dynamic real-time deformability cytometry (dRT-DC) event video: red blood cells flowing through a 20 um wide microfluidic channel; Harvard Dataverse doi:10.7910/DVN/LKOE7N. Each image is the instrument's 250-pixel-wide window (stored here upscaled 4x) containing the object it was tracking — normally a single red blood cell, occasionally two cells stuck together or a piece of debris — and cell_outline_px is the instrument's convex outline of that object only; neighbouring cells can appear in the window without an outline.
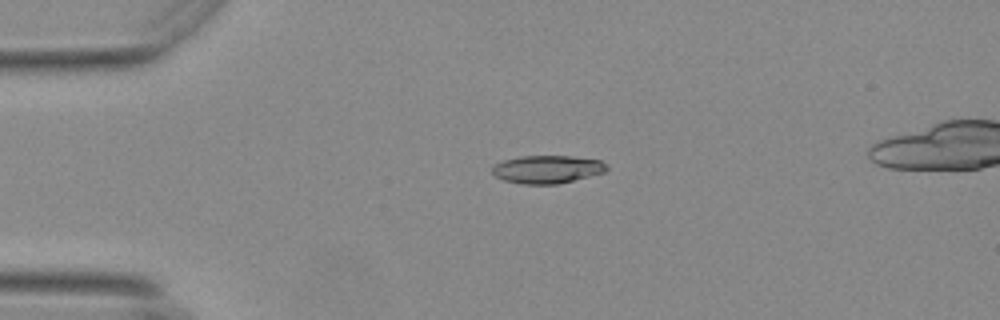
{"species": "Egyptian fruit bat (a non-hibernating species)", "species_latin": "Rousettus aegyptiacus", "temperature_condition": "warm", "stored_images_in_passage": 48, "camera_frame_rate_fps": 3000, "um_per_image_px": 0.085, "animal": {"sex": "female"}, "frame": {"image": 1, "passage_image": 6, "time_ms": 1.667, "image_size_px": [1000, 320], "cell_outline_px": [[608, 168], [604, 172], [556, 184], [520, 184], [504, 180], [496, 176], [492, 172], [492, 164], [504, 160], [520, 156], [572, 156], [600, 160]], "centroid_in_image_um": [46.46, 14.38], "position_along_channel_um": 38.5, "area_um2": 18.5}}
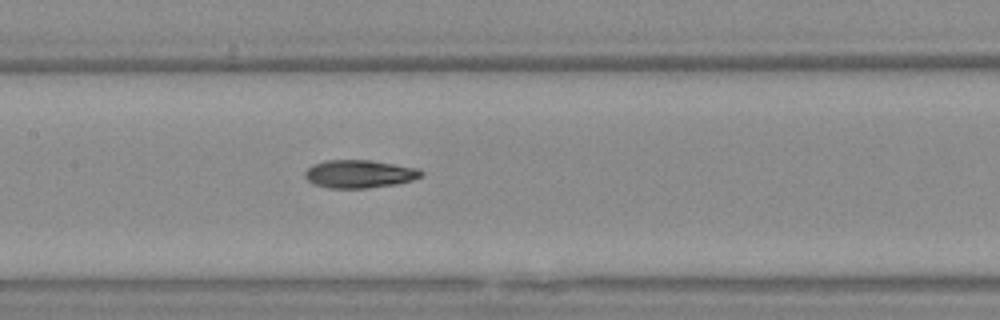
{"frame": {"image": 2, "passage_image": 20, "time_ms": 6.333, "image_size_px": [1000, 320], "cell_outline_px": [[424, 172], [420, 176], [412, 180], [396, 184], [364, 188], [332, 188], [316, 184], [308, 180], [304, 176], [304, 172], [312, 164], [324, 160], [372, 160], [420, 168]], "centroid_in_image_um": [30.56, 14.76], "position_along_channel_um": 176.8, "area_um2": 18.96}}
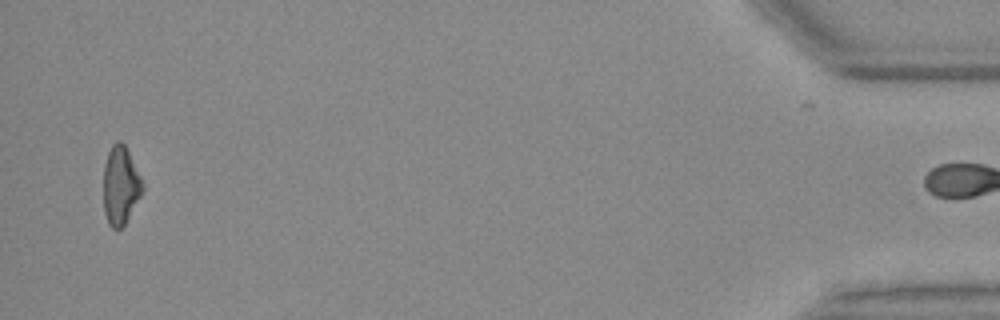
{"frame": {"image": 3, "passage_image": 47, "time_ms": 15.333, "image_size_px": [1000, 320], "cell_outline_px": [[144, 188], [140, 196], [124, 224], [120, 228], [112, 228], [108, 224], [104, 212], [104, 164], [108, 152], [112, 144], [116, 140], [120, 140], [124, 144], [144, 184]], "centroid_in_image_um": [10.23, 15.74], "position_along_channel_um": 425.0, "area_um2": 17.57}, "authors_computed_cell_mechanics": {"area_um2": 18.496, "velocity_mm_per_s": 3.7118, "shape_relaxation_time_tau1_ms": null, "shape_relaxation_time_tau2_ms": 7.0145, "deformation_change_tau1": null, "deformation_change_tau2": 0.1511}}